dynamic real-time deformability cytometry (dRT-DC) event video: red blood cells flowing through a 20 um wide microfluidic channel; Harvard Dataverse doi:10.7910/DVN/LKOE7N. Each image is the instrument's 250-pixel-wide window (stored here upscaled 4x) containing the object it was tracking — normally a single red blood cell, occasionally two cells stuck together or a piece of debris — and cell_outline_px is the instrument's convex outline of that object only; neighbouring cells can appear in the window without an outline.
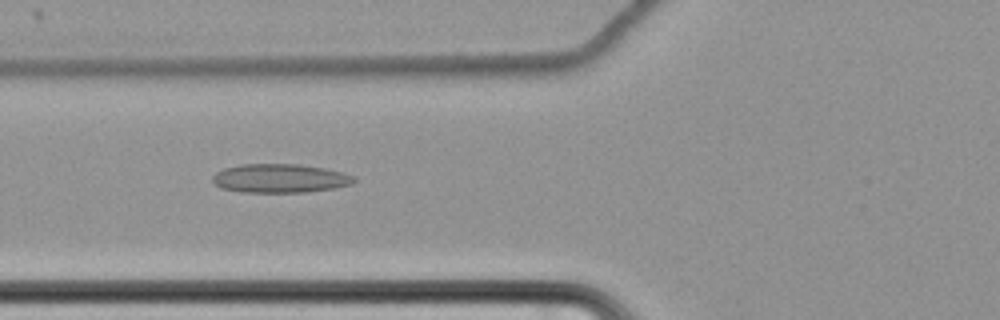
{"species": "common noctule bat (a hibernating species)", "species_latin": "Nyctalus noctula", "temperature_condition": "cold", "stored_images_in_passage": 41, "camera_frame_rate_fps": 3000, "um_per_image_px": 0.085, "animal": {"sex": "female", "body_mass_g": 22.7, "forearm_length_mm": 54.2}, "frame": {"image": 1, "passage_image": 13, "time_ms": 4.0, "image_size_px": [1000, 320], "cell_outline_px": [[356, 180], [352, 184], [336, 188], [308, 192], [244, 192], [220, 188], [212, 180], [212, 176], [216, 172], [224, 168], [240, 164], [300, 164], [324, 168], [344, 172], [356, 176]], "centroid_in_image_um": [23.83, 15.15], "position_along_channel_um": 102.0, "area_um2": 23.99}}
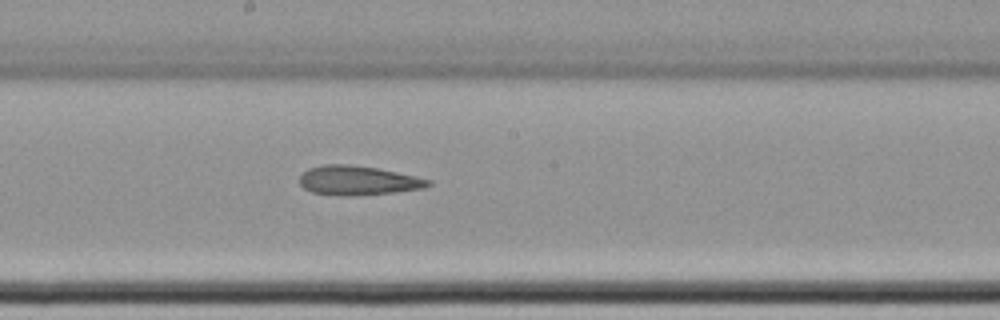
{"frame": {"image": 2, "passage_image": 23, "time_ms": 7.333, "image_size_px": [1000, 320], "cell_outline_px": [[432, 184], [424, 188], [396, 192], [356, 196], [348, 196], [312, 192], [304, 188], [300, 184], [300, 176], [308, 168], [324, 164], [348, 164], [376, 168], [396, 172], [432, 180]], "centroid_in_image_um": [30.44, 15.34], "position_along_channel_um": 217.8, "area_um2": 21.91}}
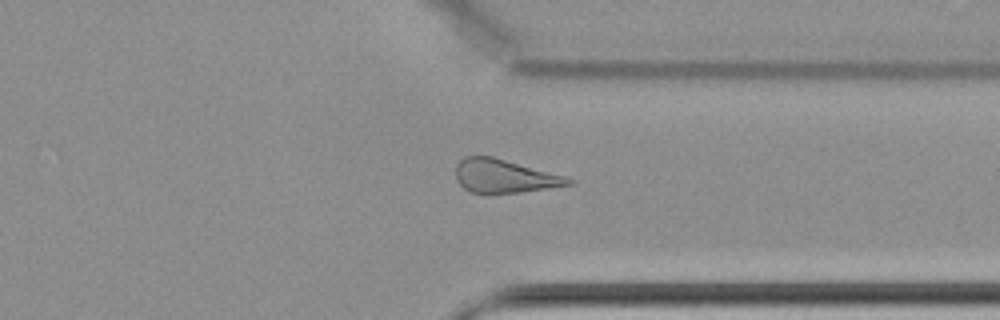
{"frame": {"image": 3, "passage_image": 36, "time_ms": 11.667, "image_size_px": [1000, 320], "cell_outline_px": [[576, 184], [520, 192], [472, 192], [464, 188], [456, 180], [456, 164], [464, 156], [492, 156], [564, 176], [576, 180]], "centroid_in_image_um": [42.88, 14.96], "position_along_channel_um": 368.5, "area_um2": 21.68}, "authors_computed_cell_mechanics": {"area_um2": 22.542, "velocity_mm_per_s": 3.468, "shape_relaxation_time_tau1_ms": null, "shape_relaxation_time_tau2_ms": 5.2712, "deformation_change_tau1": null, "deformation_change_tau2": 0.1483}}